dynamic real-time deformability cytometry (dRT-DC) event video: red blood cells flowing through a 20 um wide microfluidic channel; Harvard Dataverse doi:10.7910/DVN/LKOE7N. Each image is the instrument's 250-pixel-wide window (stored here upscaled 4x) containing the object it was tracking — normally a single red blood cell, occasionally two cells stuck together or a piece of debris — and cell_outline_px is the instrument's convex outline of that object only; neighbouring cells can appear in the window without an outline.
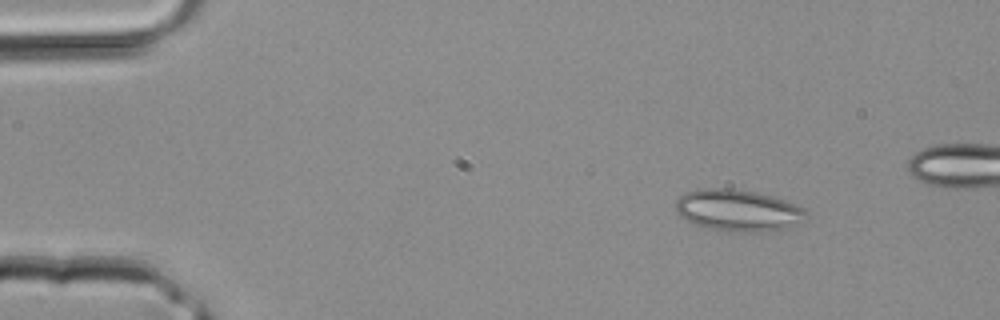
{"species": "common noctule bat (a hibernating species)", "species_latin": "Nyctalus noctula", "temperature_condition": "room temperature", "stored_images_in_passage": 37, "camera_frame_rate_fps": 3000, "um_per_image_px": 0.085, "animal": {"sex": "male", "body_mass_g": 20.4}, "frame": {"image": 1, "passage_image": 5, "time_ms": 1.333, "image_size_px": [1000, 320], "cell_outline_px": [[808, 216], [800, 224], [784, 228], [756, 232], [740, 232], [704, 228], [680, 216], [676, 212], [676, 200], [680, 196], [688, 192], [708, 188], [728, 188], [752, 192], [784, 200], [804, 208], [808, 212]], "centroid_in_image_um": [62.75, 17.9], "position_along_channel_um": 22.3, "area_um2": 31.33}}
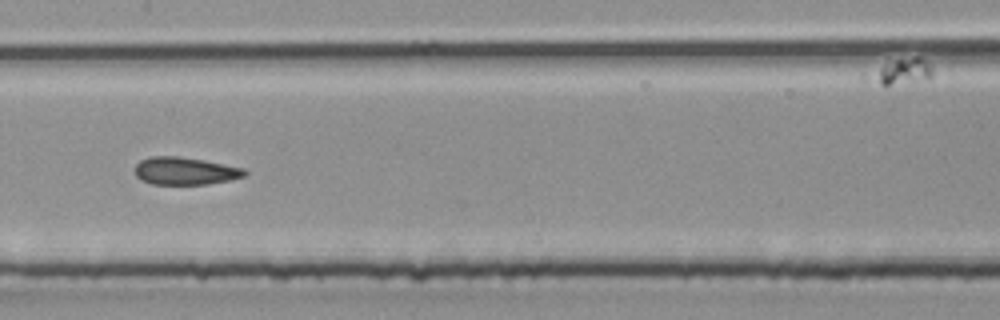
{"frame": {"image": 2, "passage_image": 20, "time_ms": 6.333, "image_size_px": [1000, 320], "cell_outline_px": [[248, 172], [244, 176], [232, 180], [208, 184], [152, 184], [140, 180], [136, 176], [136, 164], [140, 160], [152, 156], [176, 156], [204, 160], [244, 168]], "centroid_in_image_um": [15.74, 14.53], "position_along_channel_um": 191.7, "area_um2": 17.69}}
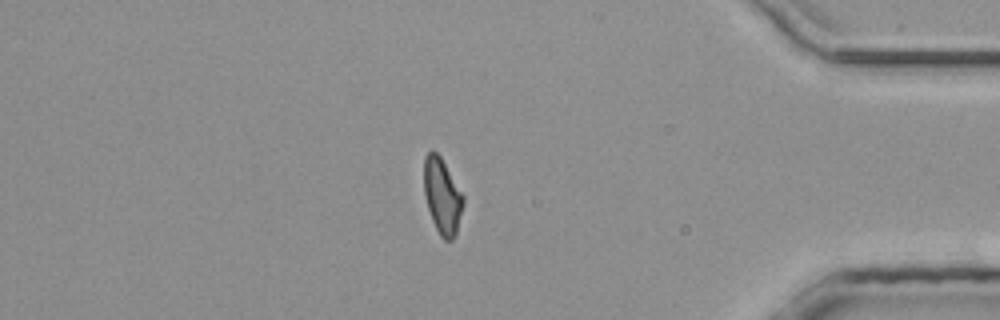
{"frame": {"image": 3, "passage_image": 34, "time_ms": 11.0, "image_size_px": [1000, 320], "cell_outline_px": [[464, 200], [456, 236], [452, 240], [444, 240], [440, 236], [432, 220], [424, 196], [424, 156], [432, 148], [440, 156], [464, 196]], "centroid_in_image_um": [37.58, 16.67], "position_along_channel_um": 397.6, "area_um2": 17.34}}